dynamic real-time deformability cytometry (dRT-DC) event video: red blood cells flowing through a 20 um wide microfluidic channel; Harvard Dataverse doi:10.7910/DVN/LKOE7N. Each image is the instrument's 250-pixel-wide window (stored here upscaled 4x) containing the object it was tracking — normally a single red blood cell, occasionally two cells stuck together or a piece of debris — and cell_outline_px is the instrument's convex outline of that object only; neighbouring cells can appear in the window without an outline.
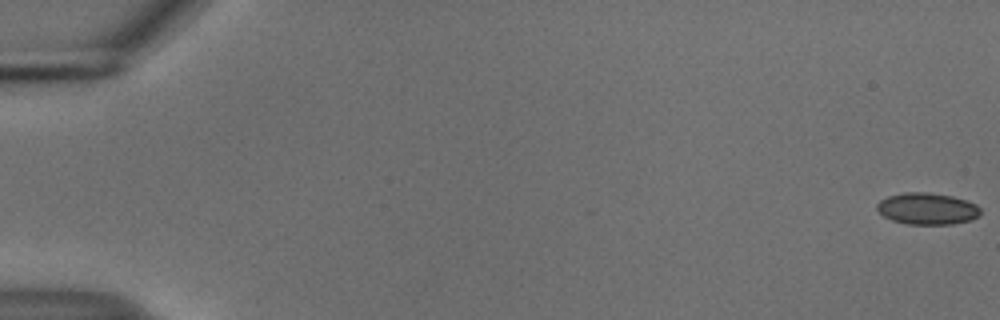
{"species": "common noctule bat (a hibernating species)", "species_latin": "Nyctalus noctula", "temperature_condition": "cold", "stored_images_in_passage": 55, "camera_frame_rate_fps": 3000, "um_per_image_px": 0.085, "animal": {"sex": "male", "body_mass_g": 18.8}, "frame": {"image": 1, "passage_image": 1, "time_ms": 0.0, "image_size_px": [1000, 320], "cell_outline_px": [[980, 216], [968, 220], [952, 224], [908, 224], [892, 220], [884, 216], [876, 208], [876, 204], [880, 200], [888, 196], [904, 192], [928, 192], [952, 196], [976, 204], [980, 208]], "centroid_in_image_um": [78.8, 17.73], "position_along_channel_um": 6.2, "area_um2": 19.02}}
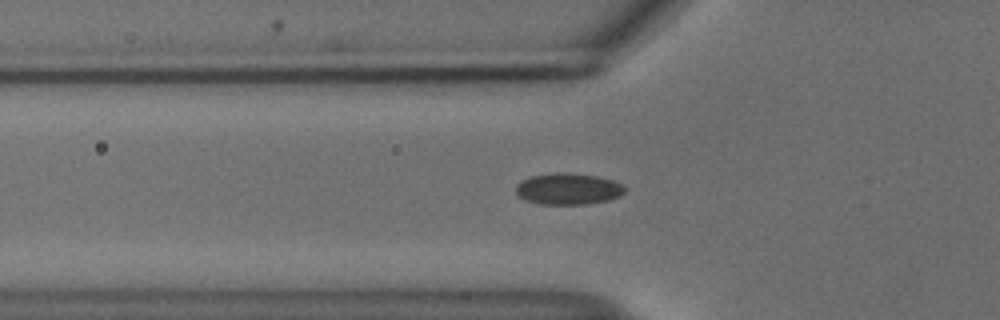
{"frame": {"image": 2, "passage_image": 20, "time_ms": 6.333, "image_size_px": [1000, 320], "cell_outline_px": [[624, 192], [620, 196], [608, 200], [588, 204], [540, 204], [524, 200], [516, 192], [516, 184], [532, 176], [556, 172], [564, 172], [596, 176], [612, 180], [620, 184], [624, 188]], "centroid_in_image_um": [48.28, 16.06], "position_along_channel_um": 77.5, "area_um2": 19.77}}
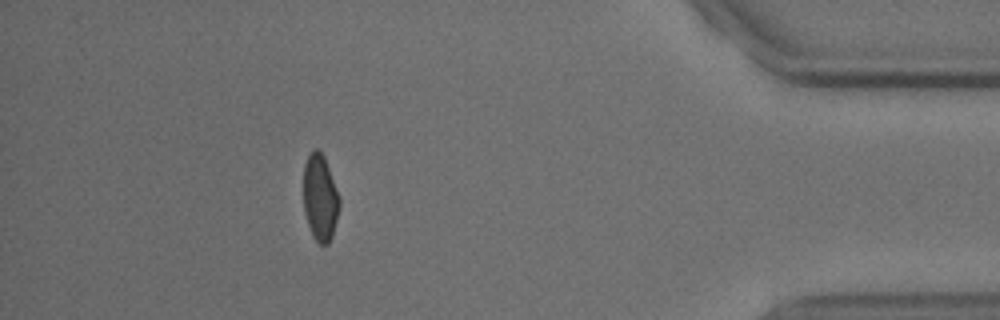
{"frame": {"image": 3, "passage_image": 50, "time_ms": 16.333, "image_size_px": [1000, 320], "cell_outline_px": [[340, 208], [332, 236], [328, 244], [320, 244], [312, 236], [304, 212], [304, 164], [312, 148], [316, 148], [324, 156], [340, 196]], "centroid_in_image_um": [27.22, 16.8], "position_along_channel_um": 408.0, "area_um2": 18.26}, "authors_computed_cell_mechanics": {"area_um2": 19.3052, "velocity_mm_per_s": 3.7488, "shape_relaxation_time_tau1_ms": 6.4637, "shape_relaxation_time_tau2_ms": 1.6893, "deformation_change_tau1": 0.102, "deformation_change_tau2": 0.052}}